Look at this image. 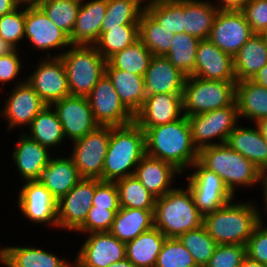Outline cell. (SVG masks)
<instances>
[{"instance_id": "obj_29", "label": "cell", "mask_w": 267, "mask_h": 267, "mask_svg": "<svg viewBox=\"0 0 267 267\" xmlns=\"http://www.w3.org/2000/svg\"><path fill=\"white\" fill-rule=\"evenodd\" d=\"M105 74L111 80L122 104L135 116L146 98L144 76L113 68L108 62L105 65Z\"/></svg>"}, {"instance_id": "obj_25", "label": "cell", "mask_w": 267, "mask_h": 267, "mask_svg": "<svg viewBox=\"0 0 267 267\" xmlns=\"http://www.w3.org/2000/svg\"><path fill=\"white\" fill-rule=\"evenodd\" d=\"M180 174L183 173L174 165L147 154L140 160L134 173L143 186L156 198L174 189L176 175L180 176Z\"/></svg>"}, {"instance_id": "obj_15", "label": "cell", "mask_w": 267, "mask_h": 267, "mask_svg": "<svg viewBox=\"0 0 267 267\" xmlns=\"http://www.w3.org/2000/svg\"><path fill=\"white\" fill-rule=\"evenodd\" d=\"M76 253L74 267H108L126 258V245L110 232H93ZM87 235V237H86Z\"/></svg>"}, {"instance_id": "obj_54", "label": "cell", "mask_w": 267, "mask_h": 267, "mask_svg": "<svg viewBox=\"0 0 267 267\" xmlns=\"http://www.w3.org/2000/svg\"><path fill=\"white\" fill-rule=\"evenodd\" d=\"M20 3L17 0H0V17L15 10Z\"/></svg>"}, {"instance_id": "obj_38", "label": "cell", "mask_w": 267, "mask_h": 267, "mask_svg": "<svg viewBox=\"0 0 267 267\" xmlns=\"http://www.w3.org/2000/svg\"><path fill=\"white\" fill-rule=\"evenodd\" d=\"M137 40H139V25H119V27L108 28L106 32H100V37L94 46L108 60Z\"/></svg>"}, {"instance_id": "obj_48", "label": "cell", "mask_w": 267, "mask_h": 267, "mask_svg": "<svg viewBox=\"0 0 267 267\" xmlns=\"http://www.w3.org/2000/svg\"><path fill=\"white\" fill-rule=\"evenodd\" d=\"M246 257L245 245H217L207 267H240Z\"/></svg>"}, {"instance_id": "obj_41", "label": "cell", "mask_w": 267, "mask_h": 267, "mask_svg": "<svg viewBox=\"0 0 267 267\" xmlns=\"http://www.w3.org/2000/svg\"><path fill=\"white\" fill-rule=\"evenodd\" d=\"M152 56L143 43L137 40L134 44L115 53L107 62L113 68L144 76Z\"/></svg>"}, {"instance_id": "obj_32", "label": "cell", "mask_w": 267, "mask_h": 267, "mask_svg": "<svg viewBox=\"0 0 267 267\" xmlns=\"http://www.w3.org/2000/svg\"><path fill=\"white\" fill-rule=\"evenodd\" d=\"M153 227L154 210L120 207L109 232L126 244Z\"/></svg>"}, {"instance_id": "obj_58", "label": "cell", "mask_w": 267, "mask_h": 267, "mask_svg": "<svg viewBox=\"0 0 267 267\" xmlns=\"http://www.w3.org/2000/svg\"><path fill=\"white\" fill-rule=\"evenodd\" d=\"M240 267H267V264L253 261L247 256L242 260Z\"/></svg>"}, {"instance_id": "obj_47", "label": "cell", "mask_w": 267, "mask_h": 267, "mask_svg": "<svg viewBox=\"0 0 267 267\" xmlns=\"http://www.w3.org/2000/svg\"><path fill=\"white\" fill-rule=\"evenodd\" d=\"M118 211L92 205L85 222L76 230V233L109 232Z\"/></svg>"}, {"instance_id": "obj_51", "label": "cell", "mask_w": 267, "mask_h": 267, "mask_svg": "<svg viewBox=\"0 0 267 267\" xmlns=\"http://www.w3.org/2000/svg\"><path fill=\"white\" fill-rule=\"evenodd\" d=\"M241 11L253 34L267 31V0H249Z\"/></svg>"}, {"instance_id": "obj_49", "label": "cell", "mask_w": 267, "mask_h": 267, "mask_svg": "<svg viewBox=\"0 0 267 267\" xmlns=\"http://www.w3.org/2000/svg\"><path fill=\"white\" fill-rule=\"evenodd\" d=\"M19 51H22V49H14L9 54L0 57V83L3 86L8 85L11 81L17 80L14 86L26 81V75H23V77L25 76L24 79L23 77L20 78L22 75L20 73L24 67L22 63L24 59H21L22 56H20L21 52Z\"/></svg>"}, {"instance_id": "obj_40", "label": "cell", "mask_w": 267, "mask_h": 267, "mask_svg": "<svg viewBox=\"0 0 267 267\" xmlns=\"http://www.w3.org/2000/svg\"><path fill=\"white\" fill-rule=\"evenodd\" d=\"M145 7L137 0H107L106 13L101 25V32L119 25H139Z\"/></svg>"}, {"instance_id": "obj_5", "label": "cell", "mask_w": 267, "mask_h": 267, "mask_svg": "<svg viewBox=\"0 0 267 267\" xmlns=\"http://www.w3.org/2000/svg\"><path fill=\"white\" fill-rule=\"evenodd\" d=\"M202 225L203 215L198 211L187 186L175 187L162 197L156 198L154 227L167 238H178Z\"/></svg>"}, {"instance_id": "obj_36", "label": "cell", "mask_w": 267, "mask_h": 267, "mask_svg": "<svg viewBox=\"0 0 267 267\" xmlns=\"http://www.w3.org/2000/svg\"><path fill=\"white\" fill-rule=\"evenodd\" d=\"M200 40L187 33H175L168 53L170 64L186 77L195 71L196 53Z\"/></svg>"}, {"instance_id": "obj_22", "label": "cell", "mask_w": 267, "mask_h": 267, "mask_svg": "<svg viewBox=\"0 0 267 267\" xmlns=\"http://www.w3.org/2000/svg\"><path fill=\"white\" fill-rule=\"evenodd\" d=\"M13 151L12 160L17 172L20 174L21 181L39 180L42 171L48 165L51 158V151L30 138L24 132L18 136Z\"/></svg>"}, {"instance_id": "obj_27", "label": "cell", "mask_w": 267, "mask_h": 267, "mask_svg": "<svg viewBox=\"0 0 267 267\" xmlns=\"http://www.w3.org/2000/svg\"><path fill=\"white\" fill-rule=\"evenodd\" d=\"M239 123L229 134L226 144L249 159L267 176V142L258 127ZM253 126V127H251Z\"/></svg>"}, {"instance_id": "obj_57", "label": "cell", "mask_w": 267, "mask_h": 267, "mask_svg": "<svg viewBox=\"0 0 267 267\" xmlns=\"http://www.w3.org/2000/svg\"><path fill=\"white\" fill-rule=\"evenodd\" d=\"M254 125H256L261 132V135L267 142V117L264 119L259 120Z\"/></svg>"}, {"instance_id": "obj_59", "label": "cell", "mask_w": 267, "mask_h": 267, "mask_svg": "<svg viewBox=\"0 0 267 267\" xmlns=\"http://www.w3.org/2000/svg\"><path fill=\"white\" fill-rule=\"evenodd\" d=\"M108 267H135V266L127 258H125L121 261L110 264Z\"/></svg>"}, {"instance_id": "obj_30", "label": "cell", "mask_w": 267, "mask_h": 267, "mask_svg": "<svg viewBox=\"0 0 267 267\" xmlns=\"http://www.w3.org/2000/svg\"><path fill=\"white\" fill-rule=\"evenodd\" d=\"M235 102L242 120L255 124L267 117V88L251 79L236 82Z\"/></svg>"}, {"instance_id": "obj_44", "label": "cell", "mask_w": 267, "mask_h": 267, "mask_svg": "<svg viewBox=\"0 0 267 267\" xmlns=\"http://www.w3.org/2000/svg\"><path fill=\"white\" fill-rule=\"evenodd\" d=\"M178 239L189 250L195 263L200 265L208 264L218 245L203 225L185 232Z\"/></svg>"}, {"instance_id": "obj_26", "label": "cell", "mask_w": 267, "mask_h": 267, "mask_svg": "<svg viewBox=\"0 0 267 267\" xmlns=\"http://www.w3.org/2000/svg\"><path fill=\"white\" fill-rule=\"evenodd\" d=\"M107 0H82L77 19L69 37L73 45H94L101 32Z\"/></svg>"}, {"instance_id": "obj_10", "label": "cell", "mask_w": 267, "mask_h": 267, "mask_svg": "<svg viewBox=\"0 0 267 267\" xmlns=\"http://www.w3.org/2000/svg\"><path fill=\"white\" fill-rule=\"evenodd\" d=\"M25 42L39 52H45V57H60L72 44L69 36L55 25L47 15L34 4L25 5ZM59 50L58 54L50 50ZM61 52V53H60Z\"/></svg>"}, {"instance_id": "obj_45", "label": "cell", "mask_w": 267, "mask_h": 267, "mask_svg": "<svg viewBox=\"0 0 267 267\" xmlns=\"http://www.w3.org/2000/svg\"><path fill=\"white\" fill-rule=\"evenodd\" d=\"M195 264L189 250L178 238H166L155 267H188Z\"/></svg>"}, {"instance_id": "obj_55", "label": "cell", "mask_w": 267, "mask_h": 267, "mask_svg": "<svg viewBox=\"0 0 267 267\" xmlns=\"http://www.w3.org/2000/svg\"><path fill=\"white\" fill-rule=\"evenodd\" d=\"M253 82L267 88V64L251 79Z\"/></svg>"}, {"instance_id": "obj_63", "label": "cell", "mask_w": 267, "mask_h": 267, "mask_svg": "<svg viewBox=\"0 0 267 267\" xmlns=\"http://www.w3.org/2000/svg\"><path fill=\"white\" fill-rule=\"evenodd\" d=\"M261 36H262V38H263V40L265 42L266 48H267V31L261 33Z\"/></svg>"}, {"instance_id": "obj_34", "label": "cell", "mask_w": 267, "mask_h": 267, "mask_svg": "<svg viewBox=\"0 0 267 267\" xmlns=\"http://www.w3.org/2000/svg\"><path fill=\"white\" fill-rule=\"evenodd\" d=\"M167 237L156 227L126 243V258L135 267H155Z\"/></svg>"}, {"instance_id": "obj_11", "label": "cell", "mask_w": 267, "mask_h": 267, "mask_svg": "<svg viewBox=\"0 0 267 267\" xmlns=\"http://www.w3.org/2000/svg\"><path fill=\"white\" fill-rule=\"evenodd\" d=\"M110 140V126H98L95 130L72 143L70 153L81 178L102 180L104 160Z\"/></svg>"}, {"instance_id": "obj_24", "label": "cell", "mask_w": 267, "mask_h": 267, "mask_svg": "<svg viewBox=\"0 0 267 267\" xmlns=\"http://www.w3.org/2000/svg\"><path fill=\"white\" fill-rule=\"evenodd\" d=\"M186 76L170 64L165 56L153 55L144 75L145 94L183 95Z\"/></svg>"}, {"instance_id": "obj_42", "label": "cell", "mask_w": 267, "mask_h": 267, "mask_svg": "<svg viewBox=\"0 0 267 267\" xmlns=\"http://www.w3.org/2000/svg\"><path fill=\"white\" fill-rule=\"evenodd\" d=\"M145 11L171 33H184L183 0H156Z\"/></svg>"}, {"instance_id": "obj_21", "label": "cell", "mask_w": 267, "mask_h": 267, "mask_svg": "<svg viewBox=\"0 0 267 267\" xmlns=\"http://www.w3.org/2000/svg\"><path fill=\"white\" fill-rule=\"evenodd\" d=\"M183 116V96L160 93L146 96L134 122L140 128H150L177 121Z\"/></svg>"}, {"instance_id": "obj_2", "label": "cell", "mask_w": 267, "mask_h": 267, "mask_svg": "<svg viewBox=\"0 0 267 267\" xmlns=\"http://www.w3.org/2000/svg\"><path fill=\"white\" fill-rule=\"evenodd\" d=\"M229 202L225 206L203 216V226L220 244L246 245L257 224L264 218L256 201Z\"/></svg>"}, {"instance_id": "obj_65", "label": "cell", "mask_w": 267, "mask_h": 267, "mask_svg": "<svg viewBox=\"0 0 267 267\" xmlns=\"http://www.w3.org/2000/svg\"><path fill=\"white\" fill-rule=\"evenodd\" d=\"M188 267H207V266L206 265L195 264L193 266H188Z\"/></svg>"}, {"instance_id": "obj_16", "label": "cell", "mask_w": 267, "mask_h": 267, "mask_svg": "<svg viewBox=\"0 0 267 267\" xmlns=\"http://www.w3.org/2000/svg\"><path fill=\"white\" fill-rule=\"evenodd\" d=\"M7 96L3 108L0 109V116L7 121L8 132L17 127L27 129L33 119L47 106L27 81L13 86Z\"/></svg>"}, {"instance_id": "obj_23", "label": "cell", "mask_w": 267, "mask_h": 267, "mask_svg": "<svg viewBox=\"0 0 267 267\" xmlns=\"http://www.w3.org/2000/svg\"><path fill=\"white\" fill-rule=\"evenodd\" d=\"M0 264L4 267H74V261L35 245L1 246Z\"/></svg>"}, {"instance_id": "obj_35", "label": "cell", "mask_w": 267, "mask_h": 267, "mask_svg": "<svg viewBox=\"0 0 267 267\" xmlns=\"http://www.w3.org/2000/svg\"><path fill=\"white\" fill-rule=\"evenodd\" d=\"M19 132H24L30 138L36 140L42 146L47 147L50 151L57 149L65 144V136L62 124L53 108L47 105L32 121L30 126ZM64 142V144L62 143Z\"/></svg>"}, {"instance_id": "obj_31", "label": "cell", "mask_w": 267, "mask_h": 267, "mask_svg": "<svg viewBox=\"0 0 267 267\" xmlns=\"http://www.w3.org/2000/svg\"><path fill=\"white\" fill-rule=\"evenodd\" d=\"M211 0H183L184 32L199 40L208 39L219 10Z\"/></svg>"}, {"instance_id": "obj_18", "label": "cell", "mask_w": 267, "mask_h": 267, "mask_svg": "<svg viewBox=\"0 0 267 267\" xmlns=\"http://www.w3.org/2000/svg\"><path fill=\"white\" fill-rule=\"evenodd\" d=\"M62 124L64 136L73 142L95 130V121L87 97L69 95L50 105Z\"/></svg>"}, {"instance_id": "obj_7", "label": "cell", "mask_w": 267, "mask_h": 267, "mask_svg": "<svg viewBox=\"0 0 267 267\" xmlns=\"http://www.w3.org/2000/svg\"><path fill=\"white\" fill-rule=\"evenodd\" d=\"M236 82L186 77L183 89V114H202L230 106L235 101Z\"/></svg>"}, {"instance_id": "obj_43", "label": "cell", "mask_w": 267, "mask_h": 267, "mask_svg": "<svg viewBox=\"0 0 267 267\" xmlns=\"http://www.w3.org/2000/svg\"><path fill=\"white\" fill-rule=\"evenodd\" d=\"M82 0H49L37 6L69 37L73 31Z\"/></svg>"}, {"instance_id": "obj_62", "label": "cell", "mask_w": 267, "mask_h": 267, "mask_svg": "<svg viewBox=\"0 0 267 267\" xmlns=\"http://www.w3.org/2000/svg\"><path fill=\"white\" fill-rule=\"evenodd\" d=\"M20 4H34V0H17Z\"/></svg>"}, {"instance_id": "obj_12", "label": "cell", "mask_w": 267, "mask_h": 267, "mask_svg": "<svg viewBox=\"0 0 267 267\" xmlns=\"http://www.w3.org/2000/svg\"><path fill=\"white\" fill-rule=\"evenodd\" d=\"M32 72L26 75V81L38 96L47 104L70 95L63 62L60 57H40Z\"/></svg>"}, {"instance_id": "obj_56", "label": "cell", "mask_w": 267, "mask_h": 267, "mask_svg": "<svg viewBox=\"0 0 267 267\" xmlns=\"http://www.w3.org/2000/svg\"><path fill=\"white\" fill-rule=\"evenodd\" d=\"M15 48L0 37V57L9 54Z\"/></svg>"}, {"instance_id": "obj_37", "label": "cell", "mask_w": 267, "mask_h": 267, "mask_svg": "<svg viewBox=\"0 0 267 267\" xmlns=\"http://www.w3.org/2000/svg\"><path fill=\"white\" fill-rule=\"evenodd\" d=\"M174 34L159 25L146 11L139 20V40L156 56H165L172 44Z\"/></svg>"}, {"instance_id": "obj_61", "label": "cell", "mask_w": 267, "mask_h": 267, "mask_svg": "<svg viewBox=\"0 0 267 267\" xmlns=\"http://www.w3.org/2000/svg\"><path fill=\"white\" fill-rule=\"evenodd\" d=\"M139 3H141L144 7H147L151 3H153L156 0H137Z\"/></svg>"}, {"instance_id": "obj_9", "label": "cell", "mask_w": 267, "mask_h": 267, "mask_svg": "<svg viewBox=\"0 0 267 267\" xmlns=\"http://www.w3.org/2000/svg\"><path fill=\"white\" fill-rule=\"evenodd\" d=\"M193 168V169H192ZM193 171H192V170ZM186 185L198 211L204 216L233 201L235 196L215 172L204 168L198 161L190 167Z\"/></svg>"}, {"instance_id": "obj_14", "label": "cell", "mask_w": 267, "mask_h": 267, "mask_svg": "<svg viewBox=\"0 0 267 267\" xmlns=\"http://www.w3.org/2000/svg\"><path fill=\"white\" fill-rule=\"evenodd\" d=\"M95 121L100 126H125L134 116L125 108L111 80L104 74L87 96Z\"/></svg>"}, {"instance_id": "obj_17", "label": "cell", "mask_w": 267, "mask_h": 267, "mask_svg": "<svg viewBox=\"0 0 267 267\" xmlns=\"http://www.w3.org/2000/svg\"><path fill=\"white\" fill-rule=\"evenodd\" d=\"M100 179L81 180L57 201L58 229L76 231L84 222L92 206V198Z\"/></svg>"}, {"instance_id": "obj_60", "label": "cell", "mask_w": 267, "mask_h": 267, "mask_svg": "<svg viewBox=\"0 0 267 267\" xmlns=\"http://www.w3.org/2000/svg\"><path fill=\"white\" fill-rule=\"evenodd\" d=\"M263 194V201L264 202H262V203H264V206L263 207H265L264 208V214H263V216H265V214L267 215V176H266V181H265V186H264V192H262Z\"/></svg>"}, {"instance_id": "obj_13", "label": "cell", "mask_w": 267, "mask_h": 267, "mask_svg": "<svg viewBox=\"0 0 267 267\" xmlns=\"http://www.w3.org/2000/svg\"><path fill=\"white\" fill-rule=\"evenodd\" d=\"M18 191V209L26 220L58 228L57 200L39 180L25 181Z\"/></svg>"}, {"instance_id": "obj_4", "label": "cell", "mask_w": 267, "mask_h": 267, "mask_svg": "<svg viewBox=\"0 0 267 267\" xmlns=\"http://www.w3.org/2000/svg\"><path fill=\"white\" fill-rule=\"evenodd\" d=\"M145 155V132L135 122L110 126L102 181H116L134 175L136 166Z\"/></svg>"}, {"instance_id": "obj_8", "label": "cell", "mask_w": 267, "mask_h": 267, "mask_svg": "<svg viewBox=\"0 0 267 267\" xmlns=\"http://www.w3.org/2000/svg\"><path fill=\"white\" fill-rule=\"evenodd\" d=\"M187 119L191 129L193 144L198 151L208 146L226 143L229 134L240 122L235 101L230 106L191 115Z\"/></svg>"}, {"instance_id": "obj_28", "label": "cell", "mask_w": 267, "mask_h": 267, "mask_svg": "<svg viewBox=\"0 0 267 267\" xmlns=\"http://www.w3.org/2000/svg\"><path fill=\"white\" fill-rule=\"evenodd\" d=\"M54 156L52 155L49 159L48 165L42 171L39 181L58 201L81 180V176L70 156Z\"/></svg>"}, {"instance_id": "obj_64", "label": "cell", "mask_w": 267, "mask_h": 267, "mask_svg": "<svg viewBox=\"0 0 267 267\" xmlns=\"http://www.w3.org/2000/svg\"><path fill=\"white\" fill-rule=\"evenodd\" d=\"M49 1V0H34V5H37L40 2Z\"/></svg>"}, {"instance_id": "obj_6", "label": "cell", "mask_w": 267, "mask_h": 267, "mask_svg": "<svg viewBox=\"0 0 267 267\" xmlns=\"http://www.w3.org/2000/svg\"><path fill=\"white\" fill-rule=\"evenodd\" d=\"M60 58L63 62L70 95L87 97L105 74L107 60L94 45H71Z\"/></svg>"}, {"instance_id": "obj_1", "label": "cell", "mask_w": 267, "mask_h": 267, "mask_svg": "<svg viewBox=\"0 0 267 267\" xmlns=\"http://www.w3.org/2000/svg\"><path fill=\"white\" fill-rule=\"evenodd\" d=\"M141 129L145 132L148 156L174 165L183 174L198 160L199 151L185 115L171 123Z\"/></svg>"}, {"instance_id": "obj_3", "label": "cell", "mask_w": 267, "mask_h": 267, "mask_svg": "<svg viewBox=\"0 0 267 267\" xmlns=\"http://www.w3.org/2000/svg\"><path fill=\"white\" fill-rule=\"evenodd\" d=\"M197 161L221 177L234 196L237 188H254V185H260L264 192V173L226 143L202 148L199 150Z\"/></svg>"}, {"instance_id": "obj_19", "label": "cell", "mask_w": 267, "mask_h": 267, "mask_svg": "<svg viewBox=\"0 0 267 267\" xmlns=\"http://www.w3.org/2000/svg\"><path fill=\"white\" fill-rule=\"evenodd\" d=\"M253 34L241 10L219 11L208 39L234 57Z\"/></svg>"}, {"instance_id": "obj_52", "label": "cell", "mask_w": 267, "mask_h": 267, "mask_svg": "<svg viewBox=\"0 0 267 267\" xmlns=\"http://www.w3.org/2000/svg\"><path fill=\"white\" fill-rule=\"evenodd\" d=\"M92 205L109 210H119V191L115 181H100L92 198Z\"/></svg>"}, {"instance_id": "obj_39", "label": "cell", "mask_w": 267, "mask_h": 267, "mask_svg": "<svg viewBox=\"0 0 267 267\" xmlns=\"http://www.w3.org/2000/svg\"><path fill=\"white\" fill-rule=\"evenodd\" d=\"M119 191V205L123 208L154 210L156 197L151 194L135 175L115 181Z\"/></svg>"}, {"instance_id": "obj_20", "label": "cell", "mask_w": 267, "mask_h": 267, "mask_svg": "<svg viewBox=\"0 0 267 267\" xmlns=\"http://www.w3.org/2000/svg\"><path fill=\"white\" fill-rule=\"evenodd\" d=\"M192 76L205 80L237 82L233 57L224 53L209 39H202L198 44Z\"/></svg>"}, {"instance_id": "obj_46", "label": "cell", "mask_w": 267, "mask_h": 267, "mask_svg": "<svg viewBox=\"0 0 267 267\" xmlns=\"http://www.w3.org/2000/svg\"><path fill=\"white\" fill-rule=\"evenodd\" d=\"M24 27L25 4H20L12 12L0 17V37L15 49H19V45L25 40Z\"/></svg>"}, {"instance_id": "obj_33", "label": "cell", "mask_w": 267, "mask_h": 267, "mask_svg": "<svg viewBox=\"0 0 267 267\" xmlns=\"http://www.w3.org/2000/svg\"><path fill=\"white\" fill-rule=\"evenodd\" d=\"M233 62L237 81L252 79L267 64V48L261 34H252Z\"/></svg>"}, {"instance_id": "obj_53", "label": "cell", "mask_w": 267, "mask_h": 267, "mask_svg": "<svg viewBox=\"0 0 267 267\" xmlns=\"http://www.w3.org/2000/svg\"><path fill=\"white\" fill-rule=\"evenodd\" d=\"M249 0H212L219 11L242 10ZM218 3V4H217Z\"/></svg>"}, {"instance_id": "obj_50", "label": "cell", "mask_w": 267, "mask_h": 267, "mask_svg": "<svg viewBox=\"0 0 267 267\" xmlns=\"http://www.w3.org/2000/svg\"><path fill=\"white\" fill-rule=\"evenodd\" d=\"M267 223L262 219L246 243V256L256 262L267 264Z\"/></svg>"}]
</instances>
